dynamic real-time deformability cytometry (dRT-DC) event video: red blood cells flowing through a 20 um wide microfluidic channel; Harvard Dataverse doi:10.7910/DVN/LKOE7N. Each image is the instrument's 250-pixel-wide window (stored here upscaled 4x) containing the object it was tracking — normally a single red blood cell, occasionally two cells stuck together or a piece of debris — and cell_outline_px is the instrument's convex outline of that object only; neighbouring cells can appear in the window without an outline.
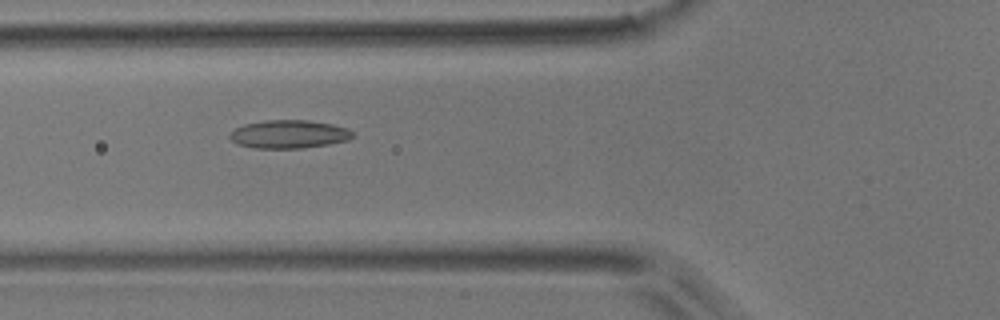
{"species": "common noctule bat (a hibernating species)", "species_latin": "Nyctalus noctula", "temperature_condition": "room temperature", "stored_images_in_passage": 13, "camera_frame_rate_fps": 3000, "um_per_image_px": 0.085, "animal": {"sex": "male", "body_mass_g": 17.9}, "frame": {"image": 1, "passage_image": 4, "time_ms": 3.333, "image_size_px": [1000, 320], "cell_outline_px": [[356, 136], [348, 140], [328, 144], [304, 148], [256, 148], [236, 144], [228, 136], [236, 128], [244, 124], [264, 120], [308, 120], [332, 124], [348, 128]], "centroid_in_image_um": [24.58, 11.4], "position_along_channel_um": 101.2, "area_um2": 20.29}}
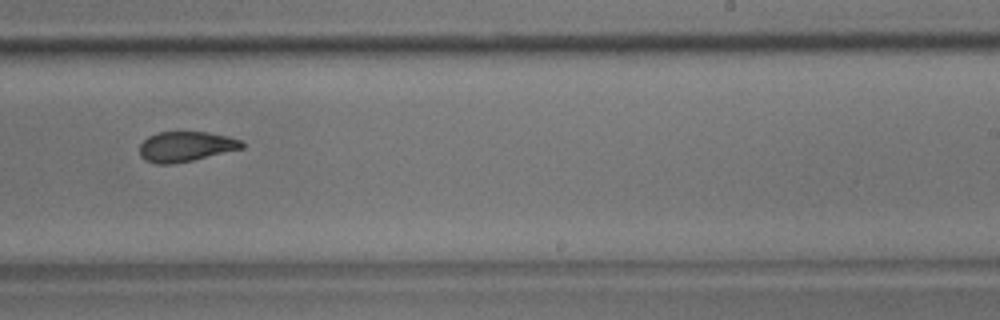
{"frame": {"image": 2, "passage_image": 8, "time_ms": 8.0, "image_size_px": [1000, 320], "cell_outline_px": [[244, 148], [192, 160], [172, 164], [156, 164], [144, 160], [140, 156], [140, 144], [148, 136], [156, 132], [208, 132], [228, 136], [240, 140], [244, 144]], "centroid_in_image_um": [15.77, 12.45], "position_along_channel_um": 273.2, "area_um2": 17.98}}
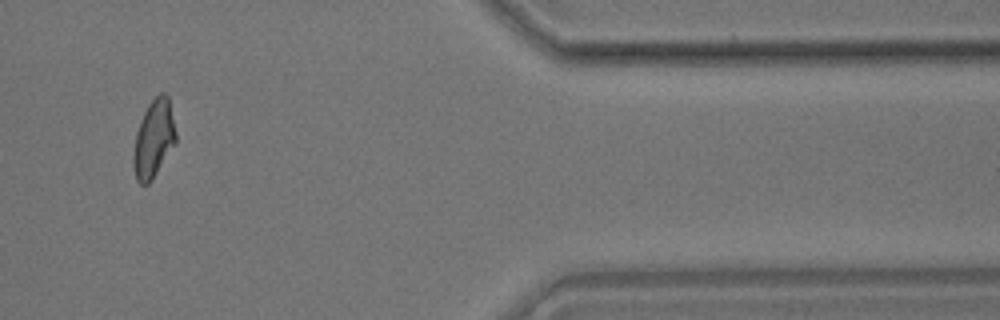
{"frame": {"image": 3, "passage_image": 11, "time_ms": 12.333, "image_size_px": [1000, 320], "cell_outline_px": [[176, 144], [152, 180], [148, 184], [140, 184], [136, 180], [132, 164], [132, 156], [136, 132], [140, 120], [148, 104], [160, 92], [164, 92], [168, 96], [176, 132]], "centroid_in_image_um": [13.05, 11.82], "position_along_channel_um": 398.3, "area_um2": 19.48}, "authors_computed_cell_mechanics": {"area_um2": 19.1896, "velocity_mm_per_s": 3.6856, "shape_relaxation_time_tau1_ms": 6.7661, "shape_relaxation_time_tau2_ms": 1.4952, "deformation_change_tau1": 0.1448, "deformation_change_tau2": 0.0557}}